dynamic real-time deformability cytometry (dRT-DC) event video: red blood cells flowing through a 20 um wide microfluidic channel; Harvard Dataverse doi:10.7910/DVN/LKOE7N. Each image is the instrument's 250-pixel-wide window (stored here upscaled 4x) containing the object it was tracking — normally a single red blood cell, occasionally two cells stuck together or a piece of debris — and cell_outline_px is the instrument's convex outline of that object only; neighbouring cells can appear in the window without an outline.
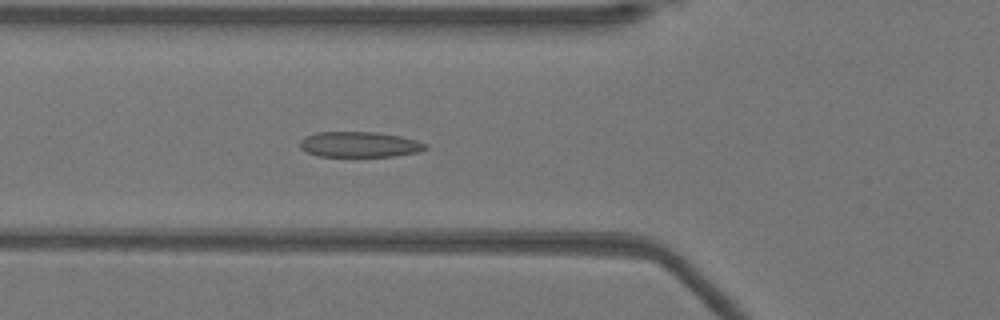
{"species": "Egyptian fruit bat (a non-hibernating species)", "species_latin": "Rousettus aegyptiacus", "temperature_condition": "warm", "stored_images_in_passage": 51, "camera_frame_rate_fps": 3000, "um_per_image_px": 0.085, "animal": {"sex": "female"}, "frame": {"image": 1, "passage_image": 18, "time_ms": 5.667, "image_size_px": [1000, 320], "cell_outline_px": [[428, 148], [416, 152], [396, 156], [320, 156], [308, 152], [300, 148], [300, 140], [304, 136], [316, 132], [376, 132], [400, 136], [416, 140], [428, 144]], "centroid_in_image_um": [30.55, 12.27], "position_along_channel_um": 95.2, "area_um2": 18.61}}
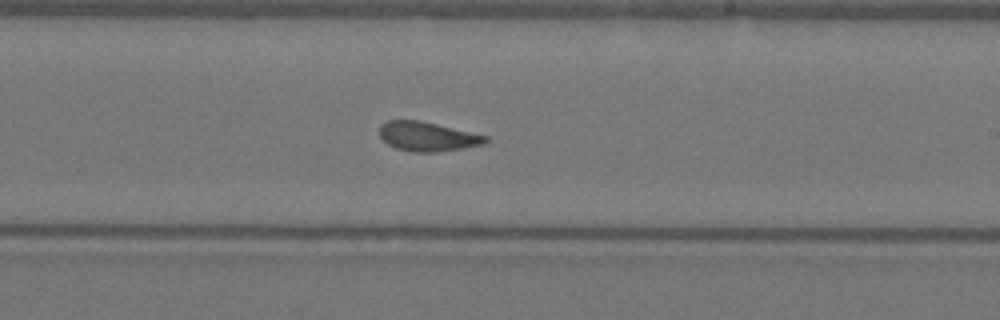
{"frame": {"image": 2, "passage_image": 30, "time_ms": 9.667, "image_size_px": [1000, 320], "cell_outline_px": [[488, 140], [484, 144], [464, 148], [436, 152], [412, 152], [396, 148], [388, 144], [380, 136], [380, 124], [388, 120], [420, 120], [488, 136]], "centroid_in_image_um": [36.33, 11.6], "position_along_channel_um": 252.7, "area_um2": 18.09}}
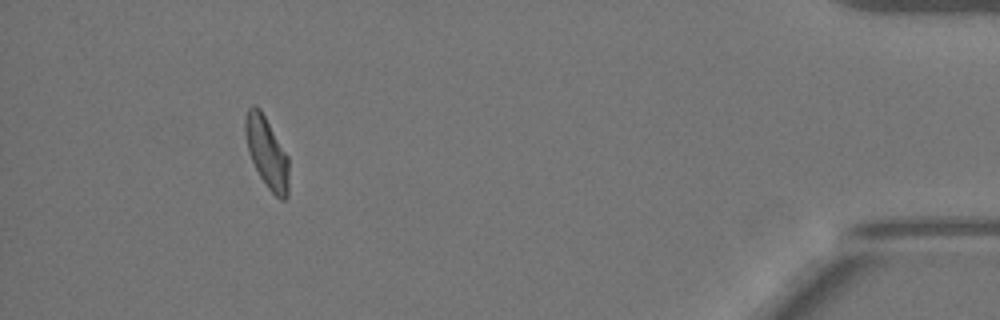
{"frame": {"image": 3, "passage_image": 47, "time_ms": 15.333, "image_size_px": [1000, 320], "cell_outline_px": [[288, 196], [284, 200], [280, 200], [268, 188], [260, 176], [248, 152], [244, 132], [244, 120], [248, 108], [252, 104], [256, 104], [260, 108], [288, 156]], "centroid_in_image_um": [22.66, 12.93], "position_along_channel_um": 412.5, "area_um2": 18.03}, "authors_computed_cell_mechanics": {"area_um2": 18.6116, "velocity_mm_per_s": 3.9317, "shape_relaxation_time_tau1_ms": null, "shape_relaxation_time_tau2_ms": 1.0399, "deformation_change_tau1": null, "deformation_change_tau2": 0.0704}}